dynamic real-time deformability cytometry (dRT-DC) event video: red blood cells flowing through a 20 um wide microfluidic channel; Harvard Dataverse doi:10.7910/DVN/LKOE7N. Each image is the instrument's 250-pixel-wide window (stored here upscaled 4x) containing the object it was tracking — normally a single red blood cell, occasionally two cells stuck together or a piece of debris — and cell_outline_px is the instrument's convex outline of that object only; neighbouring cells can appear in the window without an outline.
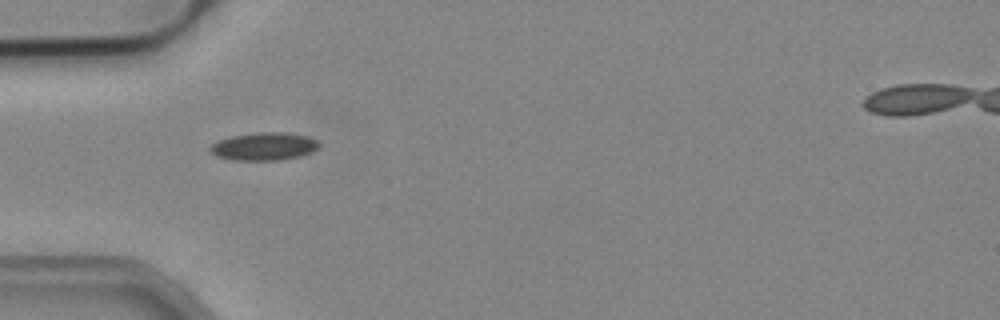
{"species": "common noctule bat (a hibernating species)", "species_latin": "Nyctalus noctula", "temperature_condition": "cold", "stored_images_in_passage": 3, "camera_frame_rate_fps": 3000, "um_per_image_px": 0.085, "animal": {"sex": "male", "body_mass_g": 19.2, "forearm_length_mm": 51.8}, "frame": {"image": 1, "passage_image": 1, "time_ms": 0.0, "image_size_px": [1000, 320], "cell_outline_px": [[320, 148], [312, 152], [300, 156], [280, 160], [232, 160], [216, 156], [208, 148], [212, 144], [220, 140], [232, 136], [256, 132], [284, 132], [308, 136], [316, 140], [320, 144]], "centroid_in_image_um": [22.47, 12.44], "position_along_channel_um": 62.5, "area_um2": 17.74}}